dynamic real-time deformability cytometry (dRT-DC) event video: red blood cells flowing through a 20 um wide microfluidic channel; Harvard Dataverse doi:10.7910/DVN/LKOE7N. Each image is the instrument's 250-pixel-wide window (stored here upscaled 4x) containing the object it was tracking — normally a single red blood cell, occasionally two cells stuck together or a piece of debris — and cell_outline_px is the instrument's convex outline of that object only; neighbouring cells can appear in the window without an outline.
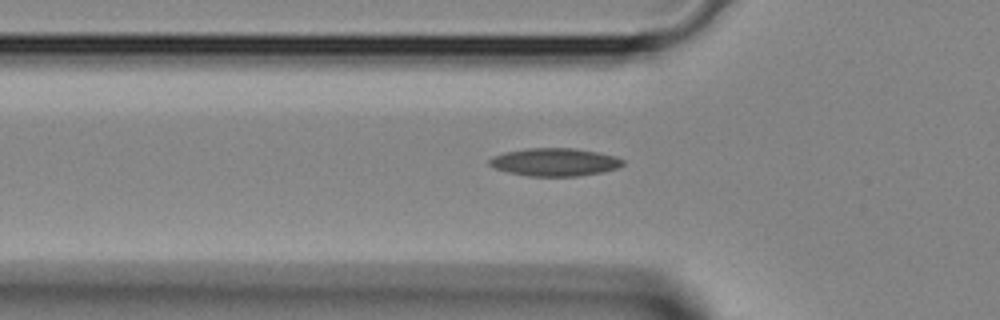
{"species": "Egyptian fruit bat (a non-hibernating species)", "species_latin": "Rousettus aegyptiacus", "temperature_condition": "room temperature", "stored_images_in_passage": 32, "camera_frame_rate_fps": 3000, "um_per_image_px": 0.085, "animal": {"sex": "female"}, "frame": {"image": 1, "passage_image": 2, "time_ms": 0.333, "image_size_px": [1000, 320], "cell_outline_px": [[624, 164], [616, 168], [604, 172], [576, 176], [528, 176], [508, 172], [496, 168], [488, 164], [488, 160], [492, 156], [504, 152], [524, 148], [572, 148], [596, 152], [616, 156], [624, 160]], "centroid_in_image_um": [47.13, 13.77], "position_along_channel_um": 78.7, "area_um2": 21.73}}
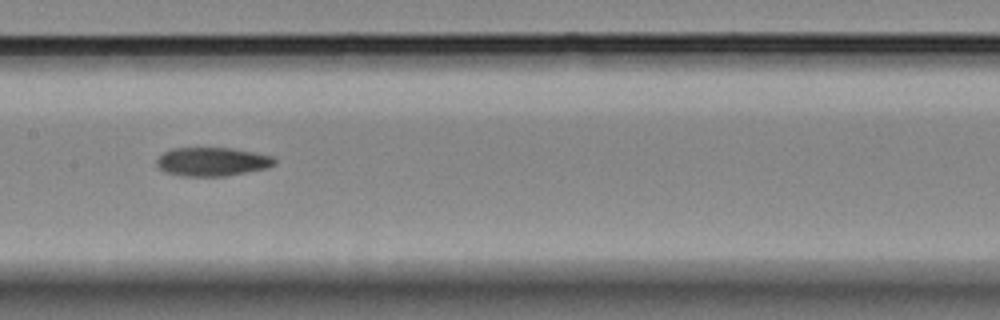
{"frame": {"image": 2, "passage_image": 9, "time_ms": 2.667, "image_size_px": [1000, 320], "cell_outline_px": [[276, 164], [268, 168], [224, 176], [180, 176], [168, 172], [160, 168], [156, 164], [156, 160], [164, 152], [172, 148], [232, 148], [272, 156], [276, 160]], "centroid_in_image_um": [18.05, 13.74], "position_along_channel_um": 189.4, "area_um2": 19.59}}
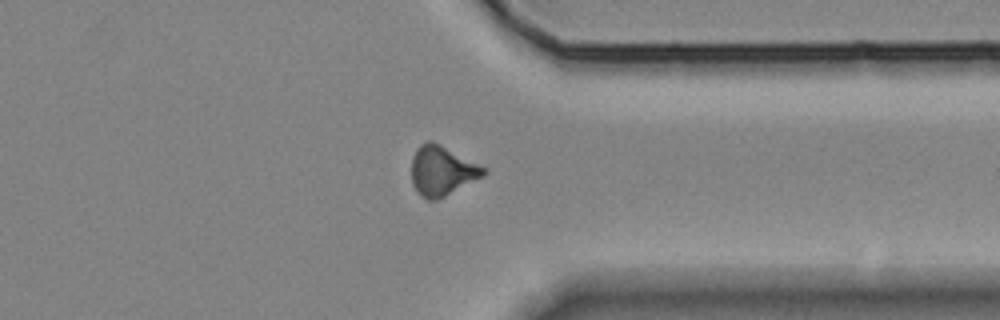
{"frame": {"image": 3, "passage_image": 21, "time_ms": 6.667, "image_size_px": [1000, 320], "cell_outline_px": [[488, 172], [484, 176], [436, 200], [428, 200], [420, 196], [416, 192], [412, 184], [412, 156], [416, 148], [420, 144], [428, 140], [432, 140], [488, 168]], "centroid_in_image_um": [37.57, 14.5], "position_along_channel_um": 373.8, "area_um2": 21.1}}